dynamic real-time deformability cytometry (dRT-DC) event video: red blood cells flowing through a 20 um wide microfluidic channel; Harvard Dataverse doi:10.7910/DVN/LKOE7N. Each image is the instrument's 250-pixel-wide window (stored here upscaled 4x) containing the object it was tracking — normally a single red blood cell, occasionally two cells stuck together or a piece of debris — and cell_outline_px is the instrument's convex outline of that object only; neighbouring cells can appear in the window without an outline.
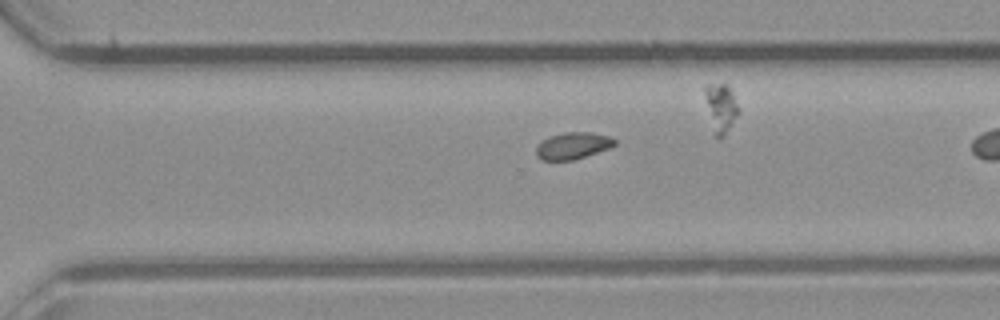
{"species": "common noctule bat (a hibernating species)", "species_latin": "Nyctalus noctula", "temperature_condition": "room temperature", "stored_images_in_passage": 31, "camera_frame_rate_fps": 3000, "um_per_image_px": 0.085, "animal": {"sex": "male", "body_mass_g": 23.1, "forearm_length_mm": 52.7}, "frame": {"image": 1, "passage_image": 27, "time_ms": 8.667, "image_size_px": [1000, 320], "cell_outline_px": [[616, 144], [608, 148], [572, 160], [540, 160], [536, 156], [536, 148], [548, 136], [564, 132], [592, 132], [608, 136], [616, 140]], "centroid_in_image_um": [48.67, 12.37], "position_along_channel_um": 321.9, "area_um2": 12.08}}